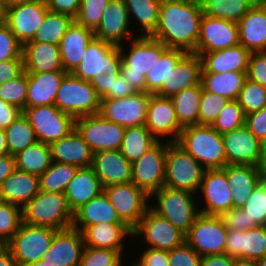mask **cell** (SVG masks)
Returning <instances> with one entry per match:
<instances>
[{
	"label": "cell",
	"mask_w": 266,
	"mask_h": 266,
	"mask_svg": "<svg viewBox=\"0 0 266 266\" xmlns=\"http://www.w3.org/2000/svg\"><path fill=\"white\" fill-rule=\"evenodd\" d=\"M226 165H252L263 167L266 146L244 125L222 134Z\"/></svg>",
	"instance_id": "cell-14"
},
{
	"label": "cell",
	"mask_w": 266,
	"mask_h": 266,
	"mask_svg": "<svg viewBox=\"0 0 266 266\" xmlns=\"http://www.w3.org/2000/svg\"><path fill=\"white\" fill-rule=\"evenodd\" d=\"M22 57L27 73L64 72L59 45L26 42L22 45Z\"/></svg>",
	"instance_id": "cell-29"
},
{
	"label": "cell",
	"mask_w": 266,
	"mask_h": 266,
	"mask_svg": "<svg viewBox=\"0 0 266 266\" xmlns=\"http://www.w3.org/2000/svg\"><path fill=\"white\" fill-rule=\"evenodd\" d=\"M239 44L238 23L203 15L196 49L192 53H208Z\"/></svg>",
	"instance_id": "cell-18"
},
{
	"label": "cell",
	"mask_w": 266,
	"mask_h": 266,
	"mask_svg": "<svg viewBox=\"0 0 266 266\" xmlns=\"http://www.w3.org/2000/svg\"><path fill=\"white\" fill-rule=\"evenodd\" d=\"M85 246L116 250L120 254L124 248L126 235L133 236V230L125 223H98L87 226L82 231Z\"/></svg>",
	"instance_id": "cell-33"
},
{
	"label": "cell",
	"mask_w": 266,
	"mask_h": 266,
	"mask_svg": "<svg viewBox=\"0 0 266 266\" xmlns=\"http://www.w3.org/2000/svg\"><path fill=\"white\" fill-rule=\"evenodd\" d=\"M145 126L158 141L167 134H173L170 142L177 141L182 128L171 98L150 94Z\"/></svg>",
	"instance_id": "cell-22"
},
{
	"label": "cell",
	"mask_w": 266,
	"mask_h": 266,
	"mask_svg": "<svg viewBox=\"0 0 266 266\" xmlns=\"http://www.w3.org/2000/svg\"><path fill=\"white\" fill-rule=\"evenodd\" d=\"M257 266H266V256L256 261Z\"/></svg>",
	"instance_id": "cell-73"
},
{
	"label": "cell",
	"mask_w": 266,
	"mask_h": 266,
	"mask_svg": "<svg viewBox=\"0 0 266 266\" xmlns=\"http://www.w3.org/2000/svg\"><path fill=\"white\" fill-rule=\"evenodd\" d=\"M239 44L253 52H266V7L258 0L237 22Z\"/></svg>",
	"instance_id": "cell-27"
},
{
	"label": "cell",
	"mask_w": 266,
	"mask_h": 266,
	"mask_svg": "<svg viewBox=\"0 0 266 266\" xmlns=\"http://www.w3.org/2000/svg\"><path fill=\"white\" fill-rule=\"evenodd\" d=\"M104 191L120 220L134 230L149 208L150 196L133 182L110 185Z\"/></svg>",
	"instance_id": "cell-13"
},
{
	"label": "cell",
	"mask_w": 266,
	"mask_h": 266,
	"mask_svg": "<svg viewBox=\"0 0 266 266\" xmlns=\"http://www.w3.org/2000/svg\"><path fill=\"white\" fill-rule=\"evenodd\" d=\"M28 77L24 70L18 77L0 85V98L22 111L26 107Z\"/></svg>",
	"instance_id": "cell-50"
},
{
	"label": "cell",
	"mask_w": 266,
	"mask_h": 266,
	"mask_svg": "<svg viewBox=\"0 0 266 266\" xmlns=\"http://www.w3.org/2000/svg\"><path fill=\"white\" fill-rule=\"evenodd\" d=\"M233 266H257L255 260L236 258Z\"/></svg>",
	"instance_id": "cell-70"
},
{
	"label": "cell",
	"mask_w": 266,
	"mask_h": 266,
	"mask_svg": "<svg viewBox=\"0 0 266 266\" xmlns=\"http://www.w3.org/2000/svg\"><path fill=\"white\" fill-rule=\"evenodd\" d=\"M39 191V176L16 169L1 183L0 200L22 208Z\"/></svg>",
	"instance_id": "cell-34"
},
{
	"label": "cell",
	"mask_w": 266,
	"mask_h": 266,
	"mask_svg": "<svg viewBox=\"0 0 266 266\" xmlns=\"http://www.w3.org/2000/svg\"><path fill=\"white\" fill-rule=\"evenodd\" d=\"M237 101L245 115L266 108V87L245 79Z\"/></svg>",
	"instance_id": "cell-49"
},
{
	"label": "cell",
	"mask_w": 266,
	"mask_h": 266,
	"mask_svg": "<svg viewBox=\"0 0 266 266\" xmlns=\"http://www.w3.org/2000/svg\"><path fill=\"white\" fill-rule=\"evenodd\" d=\"M245 126L266 146V108L245 115Z\"/></svg>",
	"instance_id": "cell-59"
},
{
	"label": "cell",
	"mask_w": 266,
	"mask_h": 266,
	"mask_svg": "<svg viewBox=\"0 0 266 266\" xmlns=\"http://www.w3.org/2000/svg\"><path fill=\"white\" fill-rule=\"evenodd\" d=\"M101 222L123 223L117 215V212L112 206L105 191H102L92 200L80 206L73 212V222L71 226L82 231L87 226Z\"/></svg>",
	"instance_id": "cell-35"
},
{
	"label": "cell",
	"mask_w": 266,
	"mask_h": 266,
	"mask_svg": "<svg viewBox=\"0 0 266 266\" xmlns=\"http://www.w3.org/2000/svg\"><path fill=\"white\" fill-rule=\"evenodd\" d=\"M8 146H7V137L4 129H0V157L7 155Z\"/></svg>",
	"instance_id": "cell-69"
},
{
	"label": "cell",
	"mask_w": 266,
	"mask_h": 266,
	"mask_svg": "<svg viewBox=\"0 0 266 266\" xmlns=\"http://www.w3.org/2000/svg\"><path fill=\"white\" fill-rule=\"evenodd\" d=\"M205 169L176 142L167 141L164 186L196 193Z\"/></svg>",
	"instance_id": "cell-7"
},
{
	"label": "cell",
	"mask_w": 266,
	"mask_h": 266,
	"mask_svg": "<svg viewBox=\"0 0 266 266\" xmlns=\"http://www.w3.org/2000/svg\"><path fill=\"white\" fill-rule=\"evenodd\" d=\"M57 230L21 223L19 230L5 244L19 266L37 262L50 248Z\"/></svg>",
	"instance_id": "cell-9"
},
{
	"label": "cell",
	"mask_w": 266,
	"mask_h": 266,
	"mask_svg": "<svg viewBox=\"0 0 266 266\" xmlns=\"http://www.w3.org/2000/svg\"><path fill=\"white\" fill-rule=\"evenodd\" d=\"M262 4L266 7V0H260Z\"/></svg>",
	"instance_id": "cell-78"
},
{
	"label": "cell",
	"mask_w": 266,
	"mask_h": 266,
	"mask_svg": "<svg viewBox=\"0 0 266 266\" xmlns=\"http://www.w3.org/2000/svg\"><path fill=\"white\" fill-rule=\"evenodd\" d=\"M199 189L204 193L207 203L204 208H200V213L220 215L233 208L232 191L223 168L205 170Z\"/></svg>",
	"instance_id": "cell-21"
},
{
	"label": "cell",
	"mask_w": 266,
	"mask_h": 266,
	"mask_svg": "<svg viewBox=\"0 0 266 266\" xmlns=\"http://www.w3.org/2000/svg\"><path fill=\"white\" fill-rule=\"evenodd\" d=\"M4 19V10L0 5V24L3 22Z\"/></svg>",
	"instance_id": "cell-74"
},
{
	"label": "cell",
	"mask_w": 266,
	"mask_h": 266,
	"mask_svg": "<svg viewBox=\"0 0 266 266\" xmlns=\"http://www.w3.org/2000/svg\"><path fill=\"white\" fill-rule=\"evenodd\" d=\"M228 229L219 215L199 213L185 235V241L202 257L224 254Z\"/></svg>",
	"instance_id": "cell-11"
},
{
	"label": "cell",
	"mask_w": 266,
	"mask_h": 266,
	"mask_svg": "<svg viewBox=\"0 0 266 266\" xmlns=\"http://www.w3.org/2000/svg\"><path fill=\"white\" fill-rule=\"evenodd\" d=\"M49 11L65 14L76 18L80 9L81 0H45Z\"/></svg>",
	"instance_id": "cell-62"
},
{
	"label": "cell",
	"mask_w": 266,
	"mask_h": 266,
	"mask_svg": "<svg viewBox=\"0 0 266 266\" xmlns=\"http://www.w3.org/2000/svg\"><path fill=\"white\" fill-rule=\"evenodd\" d=\"M234 258L226 253L206 255L201 257L200 266H233Z\"/></svg>",
	"instance_id": "cell-66"
},
{
	"label": "cell",
	"mask_w": 266,
	"mask_h": 266,
	"mask_svg": "<svg viewBox=\"0 0 266 266\" xmlns=\"http://www.w3.org/2000/svg\"><path fill=\"white\" fill-rule=\"evenodd\" d=\"M110 0H81L77 23L95 31Z\"/></svg>",
	"instance_id": "cell-54"
},
{
	"label": "cell",
	"mask_w": 266,
	"mask_h": 266,
	"mask_svg": "<svg viewBox=\"0 0 266 266\" xmlns=\"http://www.w3.org/2000/svg\"><path fill=\"white\" fill-rule=\"evenodd\" d=\"M101 98L89 81L66 73L58 89L54 105L74 119L98 114Z\"/></svg>",
	"instance_id": "cell-6"
},
{
	"label": "cell",
	"mask_w": 266,
	"mask_h": 266,
	"mask_svg": "<svg viewBox=\"0 0 266 266\" xmlns=\"http://www.w3.org/2000/svg\"><path fill=\"white\" fill-rule=\"evenodd\" d=\"M75 129L93 153L119 150L125 127L104 119L99 113L75 119Z\"/></svg>",
	"instance_id": "cell-12"
},
{
	"label": "cell",
	"mask_w": 266,
	"mask_h": 266,
	"mask_svg": "<svg viewBox=\"0 0 266 266\" xmlns=\"http://www.w3.org/2000/svg\"><path fill=\"white\" fill-rule=\"evenodd\" d=\"M5 133L8 153L13 156L38 141L35 130L23 113L5 129Z\"/></svg>",
	"instance_id": "cell-46"
},
{
	"label": "cell",
	"mask_w": 266,
	"mask_h": 266,
	"mask_svg": "<svg viewBox=\"0 0 266 266\" xmlns=\"http://www.w3.org/2000/svg\"><path fill=\"white\" fill-rule=\"evenodd\" d=\"M135 92L126 77L120 73L113 84V98L128 97Z\"/></svg>",
	"instance_id": "cell-65"
},
{
	"label": "cell",
	"mask_w": 266,
	"mask_h": 266,
	"mask_svg": "<svg viewBox=\"0 0 266 266\" xmlns=\"http://www.w3.org/2000/svg\"><path fill=\"white\" fill-rule=\"evenodd\" d=\"M94 37V31L75 20L72 22L59 43L64 72L73 73L75 71L84 57L87 45Z\"/></svg>",
	"instance_id": "cell-30"
},
{
	"label": "cell",
	"mask_w": 266,
	"mask_h": 266,
	"mask_svg": "<svg viewBox=\"0 0 266 266\" xmlns=\"http://www.w3.org/2000/svg\"><path fill=\"white\" fill-rule=\"evenodd\" d=\"M246 77L266 87V52L251 53Z\"/></svg>",
	"instance_id": "cell-58"
},
{
	"label": "cell",
	"mask_w": 266,
	"mask_h": 266,
	"mask_svg": "<svg viewBox=\"0 0 266 266\" xmlns=\"http://www.w3.org/2000/svg\"><path fill=\"white\" fill-rule=\"evenodd\" d=\"M0 266H19L5 246L0 249Z\"/></svg>",
	"instance_id": "cell-68"
},
{
	"label": "cell",
	"mask_w": 266,
	"mask_h": 266,
	"mask_svg": "<svg viewBox=\"0 0 266 266\" xmlns=\"http://www.w3.org/2000/svg\"><path fill=\"white\" fill-rule=\"evenodd\" d=\"M23 114L35 130L37 140L50 145L75 129V119L54 104L28 107Z\"/></svg>",
	"instance_id": "cell-10"
},
{
	"label": "cell",
	"mask_w": 266,
	"mask_h": 266,
	"mask_svg": "<svg viewBox=\"0 0 266 266\" xmlns=\"http://www.w3.org/2000/svg\"><path fill=\"white\" fill-rule=\"evenodd\" d=\"M74 19L68 15L48 11L34 38L28 42H42L59 45Z\"/></svg>",
	"instance_id": "cell-44"
},
{
	"label": "cell",
	"mask_w": 266,
	"mask_h": 266,
	"mask_svg": "<svg viewBox=\"0 0 266 266\" xmlns=\"http://www.w3.org/2000/svg\"><path fill=\"white\" fill-rule=\"evenodd\" d=\"M150 94L135 92L128 97L101 99L99 114L123 127L145 125Z\"/></svg>",
	"instance_id": "cell-15"
},
{
	"label": "cell",
	"mask_w": 266,
	"mask_h": 266,
	"mask_svg": "<svg viewBox=\"0 0 266 266\" xmlns=\"http://www.w3.org/2000/svg\"><path fill=\"white\" fill-rule=\"evenodd\" d=\"M170 266H200L201 256L186 242L168 251Z\"/></svg>",
	"instance_id": "cell-57"
},
{
	"label": "cell",
	"mask_w": 266,
	"mask_h": 266,
	"mask_svg": "<svg viewBox=\"0 0 266 266\" xmlns=\"http://www.w3.org/2000/svg\"><path fill=\"white\" fill-rule=\"evenodd\" d=\"M22 57V44L2 22L0 24V62Z\"/></svg>",
	"instance_id": "cell-56"
},
{
	"label": "cell",
	"mask_w": 266,
	"mask_h": 266,
	"mask_svg": "<svg viewBox=\"0 0 266 266\" xmlns=\"http://www.w3.org/2000/svg\"><path fill=\"white\" fill-rule=\"evenodd\" d=\"M202 16L200 0H162L158 26L151 37L168 48L193 52L197 46Z\"/></svg>",
	"instance_id": "cell-1"
},
{
	"label": "cell",
	"mask_w": 266,
	"mask_h": 266,
	"mask_svg": "<svg viewBox=\"0 0 266 266\" xmlns=\"http://www.w3.org/2000/svg\"><path fill=\"white\" fill-rule=\"evenodd\" d=\"M66 72L27 73L26 107L53 105Z\"/></svg>",
	"instance_id": "cell-37"
},
{
	"label": "cell",
	"mask_w": 266,
	"mask_h": 266,
	"mask_svg": "<svg viewBox=\"0 0 266 266\" xmlns=\"http://www.w3.org/2000/svg\"><path fill=\"white\" fill-rule=\"evenodd\" d=\"M121 63L120 46L94 37L73 74L89 81L101 99H113V84Z\"/></svg>",
	"instance_id": "cell-2"
},
{
	"label": "cell",
	"mask_w": 266,
	"mask_h": 266,
	"mask_svg": "<svg viewBox=\"0 0 266 266\" xmlns=\"http://www.w3.org/2000/svg\"><path fill=\"white\" fill-rule=\"evenodd\" d=\"M33 0H5V9L17 5V4H21V3H26V2H30Z\"/></svg>",
	"instance_id": "cell-71"
},
{
	"label": "cell",
	"mask_w": 266,
	"mask_h": 266,
	"mask_svg": "<svg viewBox=\"0 0 266 266\" xmlns=\"http://www.w3.org/2000/svg\"><path fill=\"white\" fill-rule=\"evenodd\" d=\"M227 182L231 187L233 208H242L252 191L264 179L263 167L252 165H226Z\"/></svg>",
	"instance_id": "cell-32"
},
{
	"label": "cell",
	"mask_w": 266,
	"mask_h": 266,
	"mask_svg": "<svg viewBox=\"0 0 266 266\" xmlns=\"http://www.w3.org/2000/svg\"><path fill=\"white\" fill-rule=\"evenodd\" d=\"M144 236L149 248L156 250H172L185 241V235L168 220L155 213L150 207L133 230V237Z\"/></svg>",
	"instance_id": "cell-19"
},
{
	"label": "cell",
	"mask_w": 266,
	"mask_h": 266,
	"mask_svg": "<svg viewBox=\"0 0 266 266\" xmlns=\"http://www.w3.org/2000/svg\"><path fill=\"white\" fill-rule=\"evenodd\" d=\"M202 90L203 88L200 83L186 88L171 97L179 126L182 129L188 126L199 125V107Z\"/></svg>",
	"instance_id": "cell-38"
},
{
	"label": "cell",
	"mask_w": 266,
	"mask_h": 266,
	"mask_svg": "<svg viewBox=\"0 0 266 266\" xmlns=\"http://www.w3.org/2000/svg\"><path fill=\"white\" fill-rule=\"evenodd\" d=\"M247 73L229 71L226 73H201V85L203 90L213 92L235 100L242 89Z\"/></svg>",
	"instance_id": "cell-39"
},
{
	"label": "cell",
	"mask_w": 266,
	"mask_h": 266,
	"mask_svg": "<svg viewBox=\"0 0 266 266\" xmlns=\"http://www.w3.org/2000/svg\"><path fill=\"white\" fill-rule=\"evenodd\" d=\"M176 143L198 161L205 170L226 166L222 134L212 126L194 125L181 130Z\"/></svg>",
	"instance_id": "cell-4"
},
{
	"label": "cell",
	"mask_w": 266,
	"mask_h": 266,
	"mask_svg": "<svg viewBox=\"0 0 266 266\" xmlns=\"http://www.w3.org/2000/svg\"><path fill=\"white\" fill-rule=\"evenodd\" d=\"M202 62L198 54L188 52L170 71L166 83L155 95L171 98L180 91L200 84Z\"/></svg>",
	"instance_id": "cell-25"
},
{
	"label": "cell",
	"mask_w": 266,
	"mask_h": 266,
	"mask_svg": "<svg viewBox=\"0 0 266 266\" xmlns=\"http://www.w3.org/2000/svg\"><path fill=\"white\" fill-rule=\"evenodd\" d=\"M133 266H170L168 251L147 248Z\"/></svg>",
	"instance_id": "cell-61"
},
{
	"label": "cell",
	"mask_w": 266,
	"mask_h": 266,
	"mask_svg": "<svg viewBox=\"0 0 266 266\" xmlns=\"http://www.w3.org/2000/svg\"><path fill=\"white\" fill-rule=\"evenodd\" d=\"M48 11L45 0H33L5 9L3 22L23 45L34 38Z\"/></svg>",
	"instance_id": "cell-17"
},
{
	"label": "cell",
	"mask_w": 266,
	"mask_h": 266,
	"mask_svg": "<svg viewBox=\"0 0 266 266\" xmlns=\"http://www.w3.org/2000/svg\"><path fill=\"white\" fill-rule=\"evenodd\" d=\"M121 257L116 250L85 246L79 266H121Z\"/></svg>",
	"instance_id": "cell-55"
},
{
	"label": "cell",
	"mask_w": 266,
	"mask_h": 266,
	"mask_svg": "<svg viewBox=\"0 0 266 266\" xmlns=\"http://www.w3.org/2000/svg\"><path fill=\"white\" fill-rule=\"evenodd\" d=\"M78 169L74 165L52 162L50 167L39 176L40 190L64 193Z\"/></svg>",
	"instance_id": "cell-47"
},
{
	"label": "cell",
	"mask_w": 266,
	"mask_h": 266,
	"mask_svg": "<svg viewBox=\"0 0 266 266\" xmlns=\"http://www.w3.org/2000/svg\"><path fill=\"white\" fill-rule=\"evenodd\" d=\"M25 266H54V265H51L49 263H44L42 260H39L37 262H33V263L27 264Z\"/></svg>",
	"instance_id": "cell-72"
},
{
	"label": "cell",
	"mask_w": 266,
	"mask_h": 266,
	"mask_svg": "<svg viewBox=\"0 0 266 266\" xmlns=\"http://www.w3.org/2000/svg\"><path fill=\"white\" fill-rule=\"evenodd\" d=\"M22 222L61 230L71 227L73 211L64 193L40 190L22 207Z\"/></svg>",
	"instance_id": "cell-5"
},
{
	"label": "cell",
	"mask_w": 266,
	"mask_h": 266,
	"mask_svg": "<svg viewBox=\"0 0 266 266\" xmlns=\"http://www.w3.org/2000/svg\"><path fill=\"white\" fill-rule=\"evenodd\" d=\"M22 208L0 200V240L6 244L19 230Z\"/></svg>",
	"instance_id": "cell-52"
},
{
	"label": "cell",
	"mask_w": 266,
	"mask_h": 266,
	"mask_svg": "<svg viewBox=\"0 0 266 266\" xmlns=\"http://www.w3.org/2000/svg\"><path fill=\"white\" fill-rule=\"evenodd\" d=\"M23 111L0 98V129L10 126Z\"/></svg>",
	"instance_id": "cell-64"
},
{
	"label": "cell",
	"mask_w": 266,
	"mask_h": 266,
	"mask_svg": "<svg viewBox=\"0 0 266 266\" xmlns=\"http://www.w3.org/2000/svg\"><path fill=\"white\" fill-rule=\"evenodd\" d=\"M166 153L167 141H157L132 163V182L149 196L164 186Z\"/></svg>",
	"instance_id": "cell-16"
},
{
	"label": "cell",
	"mask_w": 266,
	"mask_h": 266,
	"mask_svg": "<svg viewBox=\"0 0 266 266\" xmlns=\"http://www.w3.org/2000/svg\"><path fill=\"white\" fill-rule=\"evenodd\" d=\"M104 191L99 177L92 166L79 168L73 179L68 183L64 195L70 209L74 212L98 194Z\"/></svg>",
	"instance_id": "cell-36"
},
{
	"label": "cell",
	"mask_w": 266,
	"mask_h": 266,
	"mask_svg": "<svg viewBox=\"0 0 266 266\" xmlns=\"http://www.w3.org/2000/svg\"><path fill=\"white\" fill-rule=\"evenodd\" d=\"M258 0H200L203 15L238 22Z\"/></svg>",
	"instance_id": "cell-42"
},
{
	"label": "cell",
	"mask_w": 266,
	"mask_h": 266,
	"mask_svg": "<svg viewBox=\"0 0 266 266\" xmlns=\"http://www.w3.org/2000/svg\"><path fill=\"white\" fill-rule=\"evenodd\" d=\"M245 125V114L237 99L229 100L211 125L219 134L233 131Z\"/></svg>",
	"instance_id": "cell-51"
},
{
	"label": "cell",
	"mask_w": 266,
	"mask_h": 266,
	"mask_svg": "<svg viewBox=\"0 0 266 266\" xmlns=\"http://www.w3.org/2000/svg\"><path fill=\"white\" fill-rule=\"evenodd\" d=\"M49 146L52 162L66 163L78 168L92 166L93 152L76 129Z\"/></svg>",
	"instance_id": "cell-31"
},
{
	"label": "cell",
	"mask_w": 266,
	"mask_h": 266,
	"mask_svg": "<svg viewBox=\"0 0 266 266\" xmlns=\"http://www.w3.org/2000/svg\"><path fill=\"white\" fill-rule=\"evenodd\" d=\"M84 248L82 232L71 226L55 232L41 260L54 266H79Z\"/></svg>",
	"instance_id": "cell-20"
},
{
	"label": "cell",
	"mask_w": 266,
	"mask_h": 266,
	"mask_svg": "<svg viewBox=\"0 0 266 266\" xmlns=\"http://www.w3.org/2000/svg\"><path fill=\"white\" fill-rule=\"evenodd\" d=\"M263 174H264V179H266V151H265V162L263 166Z\"/></svg>",
	"instance_id": "cell-75"
},
{
	"label": "cell",
	"mask_w": 266,
	"mask_h": 266,
	"mask_svg": "<svg viewBox=\"0 0 266 266\" xmlns=\"http://www.w3.org/2000/svg\"><path fill=\"white\" fill-rule=\"evenodd\" d=\"M157 141L145 125L126 127L119 151L130 163H133Z\"/></svg>",
	"instance_id": "cell-41"
},
{
	"label": "cell",
	"mask_w": 266,
	"mask_h": 266,
	"mask_svg": "<svg viewBox=\"0 0 266 266\" xmlns=\"http://www.w3.org/2000/svg\"><path fill=\"white\" fill-rule=\"evenodd\" d=\"M16 170L15 158L7 154L0 157V185L1 183Z\"/></svg>",
	"instance_id": "cell-67"
},
{
	"label": "cell",
	"mask_w": 266,
	"mask_h": 266,
	"mask_svg": "<svg viewBox=\"0 0 266 266\" xmlns=\"http://www.w3.org/2000/svg\"><path fill=\"white\" fill-rule=\"evenodd\" d=\"M23 71V58L0 62V85L18 77Z\"/></svg>",
	"instance_id": "cell-63"
},
{
	"label": "cell",
	"mask_w": 266,
	"mask_h": 266,
	"mask_svg": "<svg viewBox=\"0 0 266 266\" xmlns=\"http://www.w3.org/2000/svg\"><path fill=\"white\" fill-rule=\"evenodd\" d=\"M241 209L249 218L250 229L266 225V179L257 185Z\"/></svg>",
	"instance_id": "cell-48"
},
{
	"label": "cell",
	"mask_w": 266,
	"mask_h": 266,
	"mask_svg": "<svg viewBox=\"0 0 266 266\" xmlns=\"http://www.w3.org/2000/svg\"><path fill=\"white\" fill-rule=\"evenodd\" d=\"M14 158L16 169L36 176L43 174L52 163L50 146L40 141L29 145Z\"/></svg>",
	"instance_id": "cell-40"
},
{
	"label": "cell",
	"mask_w": 266,
	"mask_h": 266,
	"mask_svg": "<svg viewBox=\"0 0 266 266\" xmlns=\"http://www.w3.org/2000/svg\"><path fill=\"white\" fill-rule=\"evenodd\" d=\"M185 50L168 48L156 61L153 68L146 75V92L155 94L166 83L167 76L177 63L187 54Z\"/></svg>",
	"instance_id": "cell-43"
},
{
	"label": "cell",
	"mask_w": 266,
	"mask_h": 266,
	"mask_svg": "<svg viewBox=\"0 0 266 266\" xmlns=\"http://www.w3.org/2000/svg\"><path fill=\"white\" fill-rule=\"evenodd\" d=\"M229 99L213 92L202 90L199 107V125L211 126Z\"/></svg>",
	"instance_id": "cell-53"
},
{
	"label": "cell",
	"mask_w": 266,
	"mask_h": 266,
	"mask_svg": "<svg viewBox=\"0 0 266 266\" xmlns=\"http://www.w3.org/2000/svg\"><path fill=\"white\" fill-rule=\"evenodd\" d=\"M92 167L103 187L132 182V163L119 150L93 153Z\"/></svg>",
	"instance_id": "cell-26"
},
{
	"label": "cell",
	"mask_w": 266,
	"mask_h": 266,
	"mask_svg": "<svg viewBox=\"0 0 266 266\" xmlns=\"http://www.w3.org/2000/svg\"><path fill=\"white\" fill-rule=\"evenodd\" d=\"M225 253L234 259L255 261L266 256V225L246 231L228 230Z\"/></svg>",
	"instance_id": "cell-23"
},
{
	"label": "cell",
	"mask_w": 266,
	"mask_h": 266,
	"mask_svg": "<svg viewBox=\"0 0 266 266\" xmlns=\"http://www.w3.org/2000/svg\"><path fill=\"white\" fill-rule=\"evenodd\" d=\"M5 244L0 240V249L3 248Z\"/></svg>",
	"instance_id": "cell-77"
},
{
	"label": "cell",
	"mask_w": 266,
	"mask_h": 266,
	"mask_svg": "<svg viewBox=\"0 0 266 266\" xmlns=\"http://www.w3.org/2000/svg\"><path fill=\"white\" fill-rule=\"evenodd\" d=\"M129 16L125 0H110L100 23L94 31L95 38L120 46L123 38L134 39L129 31Z\"/></svg>",
	"instance_id": "cell-24"
},
{
	"label": "cell",
	"mask_w": 266,
	"mask_h": 266,
	"mask_svg": "<svg viewBox=\"0 0 266 266\" xmlns=\"http://www.w3.org/2000/svg\"><path fill=\"white\" fill-rule=\"evenodd\" d=\"M219 217L228 230L246 231L250 229L249 218L241 208H231L222 212Z\"/></svg>",
	"instance_id": "cell-60"
},
{
	"label": "cell",
	"mask_w": 266,
	"mask_h": 266,
	"mask_svg": "<svg viewBox=\"0 0 266 266\" xmlns=\"http://www.w3.org/2000/svg\"><path fill=\"white\" fill-rule=\"evenodd\" d=\"M130 44L127 55L123 54V48L120 45L122 60L120 73L126 77L136 92H146V75L168 47L151 36L141 35Z\"/></svg>",
	"instance_id": "cell-3"
},
{
	"label": "cell",
	"mask_w": 266,
	"mask_h": 266,
	"mask_svg": "<svg viewBox=\"0 0 266 266\" xmlns=\"http://www.w3.org/2000/svg\"><path fill=\"white\" fill-rule=\"evenodd\" d=\"M198 54L202 62L201 73H247L251 52L241 44L222 50Z\"/></svg>",
	"instance_id": "cell-28"
},
{
	"label": "cell",
	"mask_w": 266,
	"mask_h": 266,
	"mask_svg": "<svg viewBox=\"0 0 266 266\" xmlns=\"http://www.w3.org/2000/svg\"><path fill=\"white\" fill-rule=\"evenodd\" d=\"M162 0H125L128 16L133 14L144 30L141 36H151L159 21V7Z\"/></svg>",
	"instance_id": "cell-45"
},
{
	"label": "cell",
	"mask_w": 266,
	"mask_h": 266,
	"mask_svg": "<svg viewBox=\"0 0 266 266\" xmlns=\"http://www.w3.org/2000/svg\"><path fill=\"white\" fill-rule=\"evenodd\" d=\"M193 194L195 193L163 186L150 195L157 199V205L150 208L186 235L200 213Z\"/></svg>",
	"instance_id": "cell-8"
},
{
	"label": "cell",
	"mask_w": 266,
	"mask_h": 266,
	"mask_svg": "<svg viewBox=\"0 0 266 266\" xmlns=\"http://www.w3.org/2000/svg\"><path fill=\"white\" fill-rule=\"evenodd\" d=\"M0 5L5 10V0H0Z\"/></svg>",
	"instance_id": "cell-76"
}]
</instances>
